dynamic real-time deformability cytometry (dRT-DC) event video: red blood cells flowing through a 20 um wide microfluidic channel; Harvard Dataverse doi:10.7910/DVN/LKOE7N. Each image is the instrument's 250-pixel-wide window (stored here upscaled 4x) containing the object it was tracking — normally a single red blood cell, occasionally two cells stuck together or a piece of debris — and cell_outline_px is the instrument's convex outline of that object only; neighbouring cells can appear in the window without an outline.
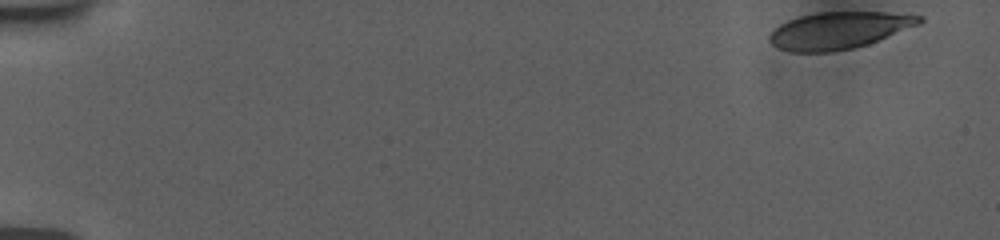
{"species": "human", "species_latin": "Homo sapiens", "temperature_condition": "room temperature", "stored_images_in_passage": 24, "camera_frame_rate_fps": 3000, "um_per_image_px": 0.085, "donor": {"sex": "female"}, "frame": {"image": 1, "passage_image": 1, "time_ms": 0.0, "image_size_px": [1000, 240], "cell_outline_px": [[924, 20], [920, 24], [868, 44], [852, 48], [832, 52], [792, 52], [780, 48], [772, 44], [768, 40], [768, 36], [780, 24], [788, 20], [800, 16], [816, 12], [884, 12], [924, 16]], "centroid_in_image_um": [71.31, 2.58], "position_along_channel_um": 13.7, "area_um2": 32.19}}
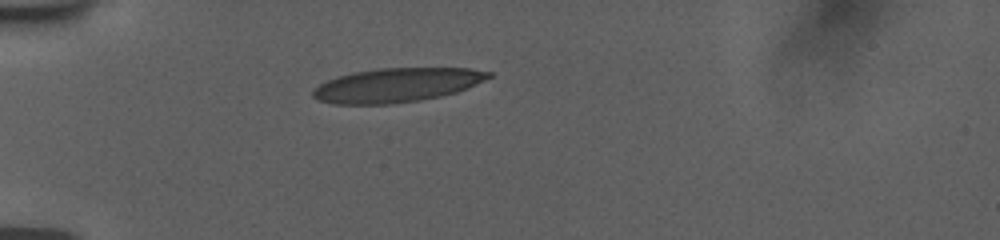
{"frame": {"image": 2, "passage_image": 19, "time_ms": 4.667, "image_size_px": [1000, 240], "cell_outline_px": [[492, 76], [484, 80], [456, 92], [440, 96], [420, 100], [388, 104], [332, 104], [316, 100], [312, 96], [312, 88], [336, 76], [352, 72], [376, 68], [472, 68], [492, 72]], "centroid_in_image_um": [33.67, 7.23], "position_along_channel_um": 51.3, "area_um2": 35.03}}